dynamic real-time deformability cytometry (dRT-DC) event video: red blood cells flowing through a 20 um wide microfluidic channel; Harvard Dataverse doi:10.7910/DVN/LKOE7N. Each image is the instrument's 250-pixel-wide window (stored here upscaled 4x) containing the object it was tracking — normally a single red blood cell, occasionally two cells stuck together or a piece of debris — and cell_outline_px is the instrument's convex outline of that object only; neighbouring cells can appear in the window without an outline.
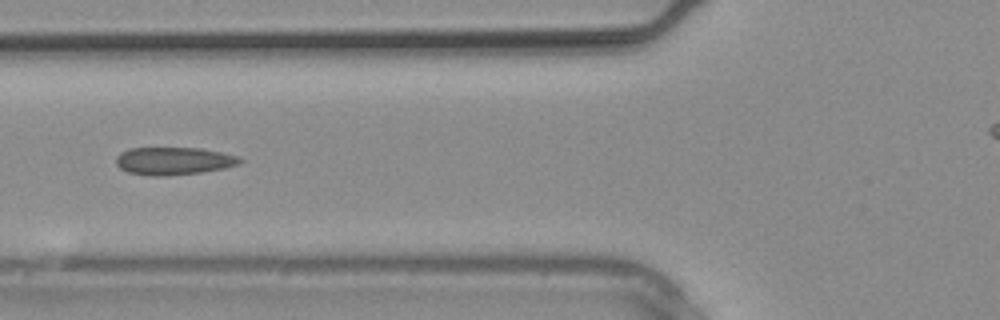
{"species": "common noctule bat (a hibernating species)", "species_latin": "Nyctalus noctula", "temperature_condition": "warm", "stored_images_in_passage": 12, "camera_frame_rate_fps": 3000, "um_per_image_px": 0.085, "animal": {"sex": "male", "body_mass_g": 20.4}, "frame": {"image": 1, "passage_image": 9, "time_ms": 2.667, "image_size_px": [1000, 320], "cell_outline_px": [[244, 160], [240, 164], [224, 168], [200, 172], [164, 176], [152, 176], [128, 172], [120, 168], [116, 164], [116, 156], [120, 152], [128, 148], [200, 148], [240, 156]], "centroid_in_image_um": [14.76, 13.67], "position_along_channel_um": 111.0, "area_um2": 20.06}}